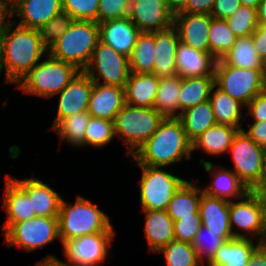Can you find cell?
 <instances>
[{
    "label": "cell",
    "instance_id": "cell-44",
    "mask_svg": "<svg viewBox=\"0 0 266 266\" xmlns=\"http://www.w3.org/2000/svg\"><path fill=\"white\" fill-rule=\"evenodd\" d=\"M99 0H62V9L74 20L96 21Z\"/></svg>",
    "mask_w": 266,
    "mask_h": 266
},
{
    "label": "cell",
    "instance_id": "cell-46",
    "mask_svg": "<svg viewBox=\"0 0 266 266\" xmlns=\"http://www.w3.org/2000/svg\"><path fill=\"white\" fill-rule=\"evenodd\" d=\"M97 22L127 17L130 0H99Z\"/></svg>",
    "mask_w": 266,
    "mask_h": 266
},
{
    "label": "cell",
    "instance_id": "cell-21",
    "mask_svg": "<svg viewBox=\"0 0 266 266\" xmlns=\"http://www.w3.org/2000/svg\"><path fill=\"white\" fill-rule=\"evenodd\" d=\"M156 57L154 74L160 78L177 75V48L180 42L174 26L161 31H154Z\"/></svg>",
    "mask_w": 266,
    "mask_h": 266
},
{
    "label": "cell",
    "instance_id": "cell-43",
    "mask_svg": "<svg viewBox=\"0 0 266 266\" xmlns=\"http://www.w3.org/2000/svg\"><path fill=\"white\" fill-rule=\"evenodd\" d=\"M73 21L74 19L67 12L62 11L44 24L39 29L43 45L49 49L68 30Z\"/></svg>",
    "mask_w": 266,
    "mask_h": 266
},
{
    "label": "cell",
    "instance_id": "cell-54",
    "mask_svg": "<svg viewBox=\"0 0 266 266\" xmlns=\"http://www.w3.org/2000/svg\"><path fill=\"white\" fill-rule=\"evenodd\" d=\"M35 266H68L65 262L60 261L54 255H48L43 260H40Z\"/></svg>",
    "mask_w": 266,
    "mask_h": 266
},
{
    "label": "cell",
    "instance_id": "cell-34",
    "mask_svg": "<svg viewBox=\"0 0 266 266\" xmlns=\"http://www.w3.org/2000/svg\"><path fill=\"white\" fill-rule=\"evenodd\" d=\"M181 90V77H164L159 79L158 90L154 101V109L164 118H178L179 94Z\"/></svg>",
    "mask_w": 266,
    "mask_h": 266
},
{
    "label": "cell",
    "instance_id": "cell-3",
    "mask_svg": "<svg viewBox=\"0 0 266 266\" xmlns=\"http://www.w3.org/2000/svg\"><path fill=\"white\" fill-rule=\"evenodd\" d=\"M110 218L96 204L78 195L75 203L61 201L58 214L60 241L98 232H115Z\"/></svg>",
    "mask_w": 266,
    "mask_h": 266
},
{
    "label": "cell",
    "instance_id": "cell-12",
    "mask_svg": "<svg viewBox=\"0 0 266 266\" xmlns=\"http://www.w3.org/2000/svg\"><path fill=\"white\" fill-rule=\"evenodd\" d=\"M115 232H98L84 235L62 244L68 266H98L105 262L108 248L112 244Z\"/></svg>",
    "mask_w": 266,
    "mask_h": 266
},
{
    "label": "cell",
    "instance_id": "cell-49",
    "mask_svg": "<svg viewBox=\"0 0 266 266\" xmlns=\"http://www.w3.org/2000/svg\"><path fill=\"white\" fill-rule=\"evenodd\" d=\"M248 193L256 200L266 221V181L261 178L255 182L249 189Z\"/></svg>",
    "mask_w": 266,
    "mask_h": 266
},
{
    "label": "cell",
    "instance_id": "cell-18",
    "mask_svg": "<svg viewBox=\"0 0 266 266\" xmlns=\"http://www.w3.org/2000/svg\"><path fill=\"white\" fill-rule=\"evenodd\" d=\"M139 34L140 31L128 16L99 23L100 41L128 58Z\"/></svg>",
    "mask_w": 266,
    "mask_h": 266
},
{
    "label": "cell",
    "instance_id": "cell-57",
    "mask_svg": "<svg viewBox=\"0 0 266 266\" xmlns=\"http://www.w3.org/2000/svg\"><path fill=\"white\" fill-rule=\"evenodd\" d=\"M258 25H266V0H263L257 8Z\"/></svg>",
    "mask_w": 266,
    "mask_h": 266
},
{
    "label": "cell",
    "instance_id": "cell-39",
    "mask_svg": "<svg viewBox=\"0 0 266 266\" xmlns=\"http://www.w3.org/2000/svg\"><path fill=\"white\" fill-rule=\"evenodd\" d=\"M157 252L164 254L167 266H204L189 242L173 239Z\"/></svg>",
    "mask_w": 266,
    "mask_h": 266
},
{
    "label": "cell",
    "instance_id": "cell-51",
    "mask_svg": "<svg viewBox=\"0 0 266 266\" xmlns=\"http://www.w3.org/2000/svg\"><path fill=\"white\" fill-rule=\"evenodd\" d=\"M215 0H189L181 12L191 14H210Z\"/></svg>",
    "mask_w": 266,
    "mask_h": 266
},
{
    "label": "cell",
    "instance_id": "cell-40",
    "mask_svg": "<svg viewBox=\"0 0 266 266\" xmlns=\"http://www.w3.org/2000/svg\"><path fill=\"white\" fill-rule=\"evenodd\" d=\"M114 121L90 117L85 131L84 145L103 147L114 138Z\"/></svg>",
    "mask_w": 266,
    "mask_h": 266
},
{
    "label": "cell",
    "instance_id": "cell-10",
    "mask_svg": "<svg viewBox=\"0 0 266 266\" xmlns=\"http://www.w3.org/2000/svg\"><path fill=\"white\" fill-rule=\"evenodd\" d=\"M4 244L33 251L59 239L58 217L36 216L30 220L12 224L5 231Z\"/></svg>",
    "mask_w": 266,
    "mask_h": 266
},
{
    "label": "cell",
    "instance_id": "cell-37",
    "mask_svg": "<svg viewBox=\"0 0 266 266\" xmlns=\"http://www.w3.org/2000/svg\"><path fill=\"white\" fill-rule=\"evenodd\" d=\"M91 115L88 111L69 115L60 120L52 130L59 134L61 141L66 140L76 147L84 146L85 131Z\"/></svg>",
    "mask_w": 266,
    "mask_h": 266
},
{
    "label": "cell",
    "instance_id": "cell-35",
    "mask_svg": "<svg viewBox=\"0 0 266 266\" xmlns=\"http://www.w3.org/2000/svg\"><path fill=\"white\" fill-rule=\"evenodd\" d=\"M156 45L153 32H140L129 57L130 72L154 73Z\"/></svg>",
    "mask_w": 266,
    "mask_h": 266
},
{
    "label": "cell",
    "instance_id": "cell-23",
    "mask_svg": "<svg viewBox=\"0 0 266 266\" xmlns=\"http://www.w3.org/2000/svg\"><path fill=\"white\" fill-rule=\"evenodd\" d=\"M202 225L219 233L226 241L233 237L229 222V202L205 194L201 188L199 208Z\"/></svg>",
    "mask_w": 266,
    "mask_h": 266
},
{
    "label": "cell",
    "instance_id": "cell-26",
    "mask_svg": "<svg viewBox=\"0 0 266 266\" xmlns=\"http://www.w3.org/2000/svg\"><path fill=\"white\" fill-rule=\"evenodd\" d=\"M177 75L183 77L214 76L216 59L212 54L195 50L181 42L177 48Z\"/></svg>",
    "mask_w": 266,
    "mask_h": 266
},
{
    "label": "cell",
    "instance_id": "cell-53",
    "mask_svg": "<svg viewBox=\"0 0 266 266\" xmlns=\"http://www.w3.org/2000/svg\"><path fill=\"white\" fill-rule=\"evenodd\" d=\"M247 266H266V248L259 244L251 253Z\"/></svg>",
    "mask_w": 266,
    "mask_h": 266
},
{
    "label": "cell",
    "instance_id": "cell-58",
    "mask_svg": "<svg viewBox=\"0 0 266 266\" xmlns=\"http://www.w3.org/2000/svg\"><path fill=\"white\" fill-rule=\"evenodd\" d=\"M263 0H240L242 6H247L251 7L254 9L258 8V5L262 2Z\"/></svg>",
    "mask_w": 266,
    "mask_h": 266
},
{
    "label": "cell",
    "instance_id": "cell-45",
    "mask_svg": "<svg viewBox=\"0 0 266 266\" xmlns=\"http://www.w3.org/2000/svg\"><path fill=\"white\" fill-rule=\"evenodd\" d=\"M201 226L202 220L200 213H192V216L175 220L174 238L180 242L192 243Z\"/></svg>",
    "mask_w": 266,
    "mask_h": 266
},
{
    "label": "cell",
    "instance_id": "cell-32",
    "mask_svg": "<svg viewBox=\"0 0 266 266\" xmlns=\"http://www.w3.org/2000/svg\"><path fill=\"white\" fill-rule=\"evenodd\" d=\"M201 188L187 180L178 188L166 209L173 221L200 213Z\"/></svg>",
    "mask_w": 266,
    "mask_h": 266
},
{
    "label": "cell",
    "instance_id": "cell-36",
    "mask_svg": "<svg viewBox=\"0 0 266 266\" xmlns=\"http://www.w3.org/2000/svg\"><path fill=\"white\" fill-rule=\"evenodd\" d=\"M220 60L228 66L242 69L262 67V59L254 48L251 36L237 38L233 47Z\"/></svg>",
    "mask_w": 266,
    "mask_h": 266
},
{
    "label": "cell",
    "instance_id": "cell-62",
    "mask_svg": "<svg viewBox=\"0 0 266 266\" xmlns=\"http://www.w3.org/2000/svg\"><path fill=\"white\" fill-rule=\"evenodd\" d=\"M3 71L2 67V53H1V41H0V73Z\"/></svg>",
    "mask_w": 266,
    "mask_h": 266
},
{
    "label": "cell",
    "instance_id": "cell-24",
    "mask_svg": "<svg viewBox=\"0 0 266 266\" xmlns=\"http://www.w3.org/2000/svg\"><path fill=\"white\" fill-rule=\"evenodd\" d=\"M32 199L33 210L36 216L58 217L62 197L49 185L38 178H25L18 180L13 178Z\"/></svg>",
    "mask_w": 266,
    "mask_h": 266
},
{
    "label": "cell",
    "instance_id": "cell-13",
    "mask_svg": "<svg viewBox=\"0 0 266 266\" xmlns=\"http://www.w3.org/2000/svg\"><path fill=\"white\" fill-rule=\"evenodd\" d=\"M229 222L233 237H258L259 242L261 241L265 231V219L260 206L249 193L239 202H229ZM234 224L238 231L242 229L247 235L233 230ZM249 234L252 236L249 237Z\"/></svg>",
    "mask_w": 266,
    "mask_h": 266
},
{
    "label": "cell",
    "instance_id": "cell-5",
    "mask_svg": "<svg viewBox=\"0 0 266 266\" xmlns=\"http://www.w3.org/2000/svg\"><path fill=\"white\" fill-rule=\"evenodd\" d=\"M18 83L16 88L24 94L51 98L63 91L80 70L73 64L63 62L46 54Z\"/></svg>",
    "mask_w": 266,
    "mask_h": 266
},
{
    "label": "cell",
    "instance_id": "cell-11",
    "mask_svg": "<svg viewBox=\"0 0 266 266\" xmlns=\"http://www.w3.org/2000/svg\"><path fill=\"white\" fill-rule=\"evenodd\" d=\"M229 151L233 159L232 171L249 189L262 176L266 149L256 144L243 130H239Z\"/></svg>",
    "mask_w": 266,
    "mask_h": 266
},
{
    "label": "cell",
    "instance_id": "cell-20",
    "mask_svg": "<svg viewBox=\"0 0 266 266\" xmlns=\"http://www.w3.org/2000/svg\"><path fill=\"white\" fill-rule=\"evenodd\" d=\"M5 182L3 208L7 213L8 219L1 229L4 232L12 224L36 217L32 199L29 198L28 193L8 174Z\"/></svg>",
    "mask_w": 266,
    "mask_h": 266
},
{
    "label": "cell",
    "instance_id": "cell-60",
    "mask_svg": "<svg viewBox=\"0 0 266 266\" xmlns=\"http://www.w3.org/2000/svg\"><path fill=\"white\" fill-rule=\"evenodd\" d=\"M260 244L266 248V221H265V231H264V234H263V237L260 241Z\"/></svg>",
    "mask_w": 266,
    "mask_h": 266
},
{
    "label": "cell",
    "instance_id": "cell-61",
    "mask_svg": "<svg viewBox=\"0 0 266 266\" xmlns=\"http://www.w3.org/2000/svg\"><path fill=\"white\" fill-rule=\"evenodd\" d=\"M261 179L263 181H266V157H265V160H264L263 173H262Z\"/></svg>",
    "mask_w": 266,
    "mask_h": 266
},
{
    "label": "cell",
    "instance_id": "cell-48",
    "mask_svg": "<svg viewBox=\"0 0 266 266\" xmlns=\"http://www.w3.org/2000/svg\"><path fill=\"white\" fill-rule=\"evenodd\" d=\"M246 106L253 121H266V90L255 96Z\"/></svg>",
    "mask_w": 266,
    "mask_h": 266
},
{
    "label": "cell",
    "instance_id": "cell-7",
    "mask_svg": "<svg viewBox=\"0 0 266 266\" xmlns=\"http://www.w3.org/2000/svg\"><path fill=\"white\" fill-rule=\"evenodd\" d=\"M215 86L245 106L266 90L261 69H242L217 60L214 69Z\"/></svg>",
    "mask_w": 266,
    "mask_h": 266
},
{
    "label": "cell",
    "instance_id": "cell-8",
    "mask_svg": "<svg viewBox=\"0 0 266 266\" xmlns=\"http://www.w3.org/2000/svg\"><path fill=\"white\" fill-rule=\"evenodd\" d=\"M138 166L142 169L139 182L142 210H166L174 193L186 180L162 167Z\"/></svg>",
    "mask_w": 266,
    "mask_h": 266
},
{
    "label": "cell",
    "instance_id": "cell-31",
    "mask_svg": "<svg viewBox=\"0 0 266 266\" xmlns=\"http://www.w3.org/2000/svg\"><path fill=\"white\" fill-rule=\"evenodd\" d=\"M181 121L188 140L192 143L208 128L217 124L209 100L181 112Z\"/></svg>",
    "mask_w": 266,
    "mask_h": 266
},
{
    "label": "cell",
    "instance_id": "cell-42",
    "mask_svg": "<svg viewBox=\"0 0 266 266\" xmlns=\"http://www.w3.org/2000/svg\"><path fill=\"white\" fill-rule=\"evenodd\" d=\"M226 21L237 38L251 36L258 25L257 9L241 5Z\"/></svg>",
    "mask_w": 266,
    "mask_h": 266
},
{
    "label": "cell",
    "instance_id": "cell-50",
    "mask_svg": "<svg viewBox=\"0 0 266 266\" xmlns=\"http://www.w3.org/2000/svg\"><path fill=\"white\" fill-rule=\"evenodd\" d=\"M256 144L266 149V121H254L248 131L242 129Z\"/></svg>",
    "mask_w": 266,
    "mask_h": 266
},
{
    "label": "cell",
    "instance_id": "cell-38",
    "mask_svg": "<svg viewBox=\"0 0 266 266\" xmlns=\"http://www.w3.org/2000/svg\"><path fill=\"white\" fill-rule=\"evenodd\" d=\"M210 54L220 60L233 47L237 37L225 19L212 17L208 31Z\"/></svg>",
    "mask_w": 266,
    "mask_h": 266
},
{
    "label": "cell",
    "instance_id": "cell-25",
    "mask_svg": "<svg viewBox=\"0 0 266 266\" xmlns=\"http://www.w3.org/2000/svg\"><path fill=\"white\" fill-rule=\"evenodd\" d=\"M159 79L154 73L131 72L125 84V103L135 107L154 108Z\"/></svg>",
    "mask_w": 266,
    "mask_h": 266
},
{
    "label": "cell",
    "instance_id": "cell-14",
    "mask_svg": "<svg viewBox=\"0 0 266 266\" xmlns=\"http://www.w3.org/2000/svg\"><path fill=\"white\" fill-rule=\"evenodd\" d=\"M128 17L140 32L165 30L174 21L166 0H130Z\"/></svg>",
    "mask_w": 266,
    "mask_h": 266
},
{
    "label": "cell",
    "instance_id": "cell-17",
    "mask_svg": "<svg viewBox=\"0 0 266 266\" xmlns=\"http://www.w3.org/2000/svg\"><path fill=\"white\" fill-rule=\"evenodd\" d=\"M211 20L210 14L179 12L174 15L173 26L181 43L210 54L208 31Z\"/></svg>",
    "mask_w": 266,
    "mask_h": 266
},
{
    "label": "cell",
    "instance_id": "cell-41",
    "mask_svg": "<svg viewBox=\"0 0 266 266\" xmlns=\"http://www.w3.org/2000/svg\"><path fill=\"white\" fill-rule=\"evenodd\" d=\"M225 241L223 237L219 236V233H215L202 225L195 235L192 246L198 259L205 264L204 259L206 258L205 261L208 263Z\"/></svg>",
    "mask_w": 266,
    "mask_h": 266
},
{
    "label": "cell",
    "instance_id": "cell-16",
    "mask_svg": "<svg viewBox=\"0 0 266 266\" xmlns=\"http://www.w3.org/2000/svg\"><path fill=\"white\" fill-rule=\"evenodd\" d=\"M93 85L94 82L84 71L77 74L66 88L59 93L57 115L52 128L69 115L88 111Z\"/></svg>",
    "mask_w": 266,
    "mask_h": 266
},
{
    "label": "cell",
    "instance_id": "cell-47",
    "mask_svg": "<svg viewBox=\"0 0 266 266\" xmlns=\"http://www.w3.org/2000/svg\"><path fill=\"white\" fill-rule=\"evenodd\" d=\"M240 0H215L210 15L216 19H227L240 8Z\"/></svg>",
    "mask_w": 266,
    "mask_h": 266
},
{
    "label": "cell",
    "instance_id": "cell-33",
    "mask_svg": "<svg viewBox=\"0 0 266 266\" xmlns=\"http://www.w3.org/2000/svg\"><path fill=\"white\" fill-rule=\"evenodd\" d=\"M217 124L229 125L242 130L240 119L241 109L245 105L232 98L216 86L213 87L209 98Z\"/></svg>",
    "mask_w": 266,
    "mask_h": 266
},
{
    "label": "cell",
    "instance_id": "cell-59",
    "mask_svg": "<svg viewBox=\"0 0 266 266\" xmlns=\"http://www.w3.org/2000/svg\"><path fill=\"white\" fill-rule=\"evenodd\" d=\"M261 72H262V75L266 81V56L262 59Z\"/></svg>",
    "mask_w": 266,
    "mask_h": 266
},
{
    "label": "cell",
    "instance_id": "cell-9",
    "mask_svg": "<svg viewBox=\"0 0 266 266\" xmlns=\"http://www.w3.org/2000/svg\"><path fill=\"white\" fill-rule=\"evenodd\" d=\"M94 83L124 88L130 75L129 58L98 41L88 66L83 70ZM103 82H99V80Z\"/></svg>",
    "mask_w": 266,
    "mask_h": 266
},
{
    "label": "cell",
    "instance_id": "cell-28",
    "mask_svg": "<svg viewBox=\"0 0 266 266\" xmlns=\"http://www.w3.org/2000/svg\"><path fill=\"white\" fill-rule=\"evenodd\" d=\"M254 239L246 237H234L225 241L217 250L208 266H247L255 245Z\"/></svg>",
    "mask_w": 266,
    "mask_h": 266
},
{
    "label": "cell",
    "instance_id": "cell-6",
    "mask_svg": "<svg viewBox=\"0 0 266 266\" xmlns=\"http://www.w3.org/2000/svg\"><path fill=\"white\" fill-rule=\"evenodd\" d=\"M164 117L154 108L125 104L114 119V133L128 148L127 156L145 143L158 129Z\"/></svg>",
    "mask_w": 266,
    "mask_h": 266
},
{
    "label": "cell",
    "instance_id": "cell-19",
    "mask_svg": "<svg viewBox=\"0 0 266 266\" xmlns=\"http://www.w3.org/2000/svg\"><path fill=\"white\" fill-rule=\"evenodd\" d=\"M200 163L203 164L206 172L212 173L213 177L211 184L202 189L205 194L231 202L232 199H241L248 193L247 186L232 170H226L223 166L220 168L219 165L214 168L216 165L204 159H201Z\"/></svg>",
    "mask_w": 266,
    "mask_h": 266
},
{
    "label": "cell",
    "instance_id": "cell-52",
    "mask_svg": "<svg viewBox=\"0 0 266 266\" xmlns=\"http://www.w3.org/2000/svg\"><path fill=\"white\" fill-rule=\"evenodd\" d=\"M251 37L256 52L263 59L266 56V25H257Z\"/></svg>",
    "mask_w": 266,
    "mask_h": 266
},
{
    "label": "cell",
    "instance_id": "cell-4",
    "mask_svg": "<svg viewBox=\"0 0 266 266\" xmlns=\"http://www.w3.org/2000/svg\"><path fill=\"white\" fill-rule=\"evenodd\" d=\"M99 40L98 22L74 20L68 30L48 49V54L83 71Z\"/></svg>",
    "mask_w": 266,
    "mask_h": 266
},
{
    "label": "cell",
    "instance_id": "cell-56",
    "mask_svg": "<svg viewBox=\"0 0 266 266\" xmlns=\"http://www.w3.org/2000/svg\"><path fill=\"white\" fill-rule=\"evenodd\" d=\"M9 4L10 0H0V30L9 18Z\"/></svg>",
    "mask_w": 266,
    "mask_h": 266
},
{
    "label": "cell",
    "instance_id": "cell-27",
    "mask_svg": "<svg viewBox=\"0 0 266 266\" xmlns=\"http://www.w3.org/2000/svg\"><path fill=\"white\" fill-rule=\"evenodd\" d=\"M145 212V237L150 250L157 252L174 238V221L166 210H142Z\"/></svg>",
    "mask_w": 266,
    "mask_h": 266
},
{
    "label": "cell",
    "instance_id": "cell-15",
    "mask_svg": "<svg viewBox=\"0 0 266 266\" xmlns=\"http://www.w3.org/2000/svg\"><path fill=\"white\" fill-rule=\"evenodd\" d=\"M62 11V0H10L9 4V18L21 19L15 24L37 30Z\"/></svg>",
    "mask_w": 266,
    "mask_h": 266
},
{
    "label": "cell",
    "instance_id": "cell-30",
    "mask_svg": "<svg viewBox=\"0 0 266 266\" xmlns=\"http://www.w3.org/2000/svg\"><path fill=\"white\" fill-rule=\"evenodd\" d=\"M215 86L214 76H197L181 78L179 94V116L184 110L209 100Z\"/></svg>",
    "mask_w": 266,
    "mask_h": 266
},
{
    "label": "cell",
    "instance_id": "cell-2",
    "mask_svg": "<svg viewBox=\"0 0 266 266\" xmlns=\"http://www.w3.org/2000/svg\"><path fill=\"white\" fill-rule=\"evenodd\" d=\"M192 144L178 118H164L156 132L132 155L136 165L166 167L192 157Z\"/></svg>",
    "mask_w": 266,
    "mask_h": 266
},
{
    "label": "cell",
    "instance_id": "cell-1",
    "mask_svg": "<svg viewBox=\"0 0 266 266\" xmlns=\"http://www.w3.org/2000/svg\"><path fill=\"white\" fill-rule=\"evenodd\" d=\"M7 20L0 30L2 67L6 71L5 83L17 84L48 54V49L43 45L39 30L16 25L10 18Z\"/></svg>",
    "mask_w": 266,
    "mask_h": 266
},
{
    "label": "cell",
    "instance_id": "cell-22",
    "mask_svg": "<svg viewBox=\"0 0 266 266\" xmlns=\"http://www.w3.org/2000/svg\"><path fill=\"white\" fill-rule=\"evenodd\" d=\"M125 104L124 88L94 83L88 113L94 118L114 121L115 116Z\"/></svg>",
    "mask_w": 266,
    "mask_h": 266
},
{
    "label": "cell",
    "instance_id": "cell-55",
    "mask_svg": "<svg viewBox=\"0 0 266 266\" xmlns=\"http://www.w3.org/2000/svg\"><path fill=\"white\" fill-rule=\"evenodd\" d=\"M168 8L175 15L181 12L188 4L189 0H166Z\"/></svg>",
    "mask_w": 266,
    "mask_h": 266
},
{
    "label": "cell",
    "instance_id": "cell-29",
    "mask_svg": "<svg viewBox=\"0 0 266 266\" xmlns=\"http://www.w3.org/2000/svg\"><path fill=\"white\" fill-rule=\"evenodd\" d=\"M238 131L239 129L234 126L215 124L191 143L192 151L202 149L209 155H221L228 152Z\"/></svg>",
    "mask_w": 266,
    "mask_h": 266
}]
</instances>
